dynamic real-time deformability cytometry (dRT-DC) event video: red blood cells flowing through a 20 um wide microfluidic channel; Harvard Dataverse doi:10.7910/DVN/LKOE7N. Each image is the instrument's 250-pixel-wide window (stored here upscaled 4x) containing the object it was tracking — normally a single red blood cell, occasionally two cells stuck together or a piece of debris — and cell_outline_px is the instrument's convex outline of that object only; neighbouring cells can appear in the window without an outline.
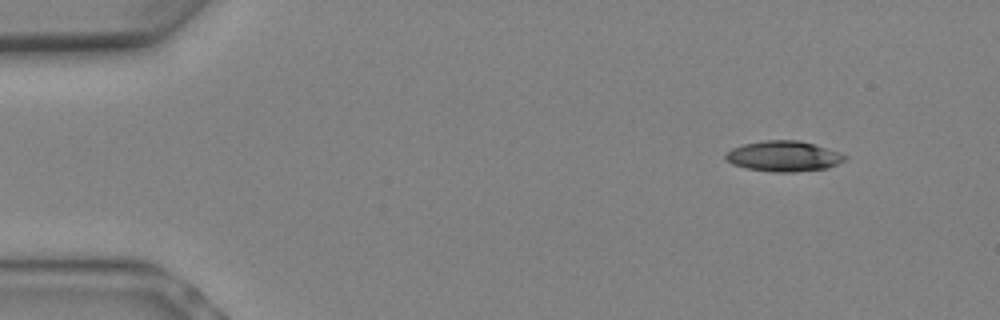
{"species": "Egyptian fruit bat (a non-hibernating species)", "species_latin": "Rousettus aegyptiacus", "temperature_condition": "warm", "stored_images_in_passage": 5, "camera_frame_rate_fps": 3000, "um_per_image_px": 0.085, "animal": {"sex": "female"}, "frame": {"image": 1, "passage_image": 1, "time_ms": 0.0, "image_size_px": [1000, 320], "cell_outline_px": [[848, 156], [844, 160], [828, 168], [796, 172], [772, 172], [748, 168], [732, 164], [724, 156], [732, 148], [744, 144], [764, 140], [800, 140], [816, 144]], "centroid_in_image_um": [66.62, 13.27], "position_along_channel_um": 18.4, "area_um2": 21.1}}
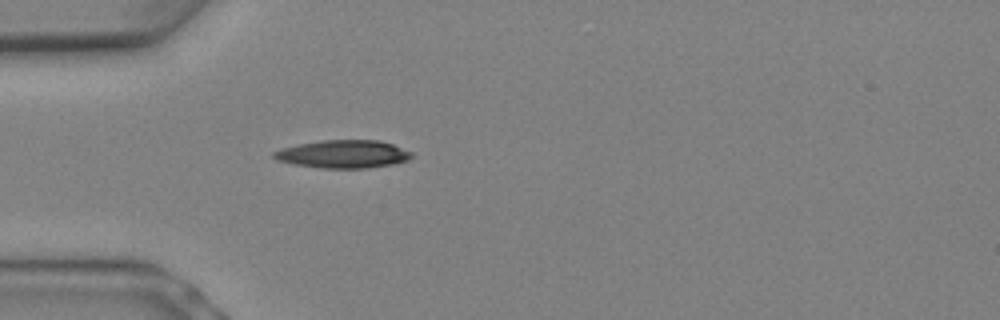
{"frame": {"image": 2, "passage_image": 5, "time_ms": 1.333, "image_size_px": [1000, 320], "cell_outline_px": [[412, 156], [408, 160], [392, 164], [368, 168], [320, 168], [292, 164], [276, 160], [272, 156], [272, 152], [280, 148], [300, 144], [324, 140], [380, 140], [392, 144], [412, 152]], "centroid_in_image_um": [29.14, 13.1], "position_along_channel_um": 55.9, "area_um2": 22.48}}